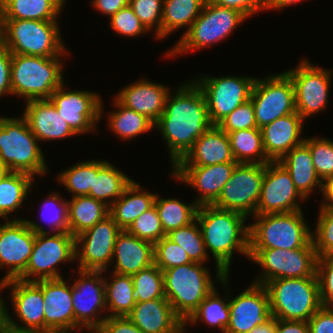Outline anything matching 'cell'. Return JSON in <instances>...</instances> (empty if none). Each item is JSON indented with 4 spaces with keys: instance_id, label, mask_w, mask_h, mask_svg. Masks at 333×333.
<instances>
[{
    "instance_id": "4fadbf2b",
    "label": "cell",
    "mask_w": 333,
    "mask_h": 333,
    "mask_svg": "<svg viewBox=\"0 0 333 333\" xmlns=\"http://www.w3.org/2000/svg\"><path fill=\"white\" fill-rule=\"evenodd\" d=\"M104 271H82L78 269L72 284L74 330L94 333L108 317L105 297ZM78 277V278H77ZM103 316V317H102Z\"/></svg>"
},
{
    "instance_id": "7bdbcfd3",
    "label": "cell",
    "mask_w": 333,
    "mask_h": 333,
    "mask_svg": "<svg viewBox=\"0 0 333 333\" xmlns=\"http://www.w3.org/2000/svg\"><path fill=\"white\" fill-rule=\"evenodd\" d=\"M166 236L184 249L192 262L205 264L209 259L210 256L206 251L202 232L196 219L186 226L171 231Z\"/></svg>"
},
{
    "instance_id": "5bb4252c",
    "label": "cell",
    "mask_w": 333,
    "mask_h": 333,
    "mask_svg": "<svg viewBox=\"0 0 333 333\" xmlns=\"http://www.w3.org/2000/svg\"><path fill=\"white\" fill-rule=\"evenodd\" d=\"M265 167L266 164L238 163L212 205L247 218L256 215Z\"/></svg>"
},
{
    "instance_id": "3957f363",
    "label": "cell",
    "mask_w": 333,
    "mask_h": 333,
    "mask_svg": "<svg viewBox=\"0 0 333 333\" xmlns=\"http://www.w3.org/2000/svg\"><path fill=\"white\" fill-rule=\"evenodd\" d=\"M64 56L66 55L42 57L12 54V95L23 97L25 102L49 99L65 82L62 63Z\"/></svg>"
},
{
    "instance_id": "4316f807",
    "label": "cell",
    "mask_w": 333,
    "mask_h": 333,
    "mask_svg": "<svg viewBox=\"0 0 333 333\" xmlns=\"http://www.w3.org/2000/svg\"><path fill=\"white\" fill-rule=\"evenodd\" d=\"M236 162L229 136L218 125H212L174 166H209Z\"/></svg>"
},
{
    "instance_id": "cb8c5ba5",
    "label": "cell",
    "mask_w": 333,
    "mask_h": 333,
    "mask_svg": "<svg viewBox=\"0 0 333 333\" xmlns=\"http://www.w3.org/2000/svg\"><path fill=\"white\" fill-rule=\"evenodd\" d=\"M237 162L209 166H173L172 178L193 187L199 196L194 200L199 206L212 205L231 177Z\"/></svg>"
},
{
    "instance_id": "836d02e7",
    "label": "cell",
    "mask_w": 333,
    "mask_h": 333,
    "mask_svg": "<svg viewBox=\"0 0 333 333\" xmlns=\"http://www.w3.org/2000/svg\"><path fill=\"white\" fill-rule=\"evenodd\" d=\"M2 20L58 21L66 0H0Z\"/></svg>"
},
{
    "instance_id": "7c38bea8",
    "label": "cell",
    "mask_w": 333,
    "mask_h": 333,
    "mask_svg": "<svg viewBox=\"0 0 333 333\" xmlns=\"http://www.w3.org/2000/svg\"><path fill=\"white\" fill-rule=\"evenodd\" d=\"M250 99L259 129L279 117L296 112L294 86L285 72L255 78Z\"/></svg>"
},
{
    "instance_id": "30bf717a",
    "label": "cell",
    "mask_w": 333,
    "mask_h": 333,
    "mask_svg": "<svg viewBox=\"0 0 333 333\" xmlns=\"http://www.w3.org/2000/svg\"><path fill=\"white\" fill-rule=\"evenodd\" d=\"M246 19L247 17L236 9L205 2L198 18L165 55L175 57L215 45L228 38Z\"/></svg>"
},
{
    "instance_id": "6da1fadb",
    "label": "cell",
    "mask_w": 333,
    "mask_h": 333,
    "mask_svg": "<svg viewBox=\"0 0 333 333\" xmlns=\"http://www.w3.org/2000/svg\"><path fill=\"white\" fill-rule=\"evenodd\" d=\"M211 126L204 93L190 79L169 93L164 112L154 123L167 143L172 167Z\"/></svg>"
},
{
    "instance_id": "c3c4849f",
    "label": "cell",
    "mask_w": 333,
    "mask_h": 333,
    "mask_svg": "<svg viewBox=\"0 0 333 333\" xmlns=\"http://www.w3.org/2000/svg\"><path fill=\"white\" fill-rule=\"evenodd\" d=\"M312 241L318 257L333 256V208H319Z\"/></svg>"
},
{
    "instance_id": "2644e50d",
    "label": "cell",
    "mask_w": 333,
    "mask_h": 333,
    "mask_svg": "<svg viewBox=\"0 0 333 333\" xmlns=\"http://www.w3.org/2000/svg\"><path fill=\"white\" fill-rule=\"evenodd\" d=\"M0 37H2V13H1V3H0Z\"/></svg>"
},
{
    "instance_id": "74e56055",
    "label": "cell",
    "mask_w": 333,
    "mask_h": 333,
    "mask_svg": "<svg viewBox=\"0 0 333 333\" xmlns=\"http://www.w3.org/2000/svg\"><path fill=\"white\" fill-rule=\"evenodd\" d=\"M111 273L110 281L104 277L106 307L107 312H110L107 316L127 317L136 304L132 296L134 290L132 276Z\"/></svg>"
},
{
    "instance_id": "8d00e7d4",
    "label": "cell",
    "mask_w": 333,
    "mask_h": 333,
    "mask_svg": "<svg viewBox=\"0 0 333 333\" xmlns=\"http://www.w3.org/2000/svg\"><path fill=\"white\" fill-rule=\"evenodd\" d=\"M33 181L34 177L31 175L10 171L0 180L1 218L10 220L8 215L18 211L32 190Z\"/></svg>"
},
{
    "instance_id": "89a4df30",
    "label": "cell",
    "mask_w": 333,
    "mask_h": 333,
    "mask_svg": "<svg viewBox=\"0 0 333 333\" xmlns=\"http://www.w3.org/2000/svg\"><path fill=\"white\" fill-rule=\"evenodd\" d=\"M3 333H32V332L19 331L8 327Z\"/></svg>"
},
{
    "instance_id": "ac0fdd59",
    "label": "cell",
    "mask_w": 333,
    "mask_h": 333,
    "mask_svg": "<svg viewBox=\"0 0 333 333\" xmlns=\"http://www.w3.org/2000/svg\"><path fill=\"white\" fill-rule=\"evenodd\" d=\"M101 96L97 92L86 90H65L63 83L56 89L49 100L56 107L59 115L68 123L76 134L96 131V126L104 116Z\"/></svg>"
},
{
    "instance_id": "277c9868",
    "label": "cell",
    "mask_w": 333,
    "mask_h": 333,
    "mask_svg": "<svg viewBox=\"0 0 333 333\" xmlns=\"http://www.w3.org/2000/svg\"><path fill=\"white\" fill-rule=\"evenodd\" d=\"M38 142L22 116H0V161L10 172L46 175L48 167Z\"/></svg>"
},
{
    "instance_id": "e0dca14e",
    "label": "cell",
    "mask_w": 333,
    "mask_h": 333,
    "mask_svg": "<svg viewBox=\"0 0 333 333\" xmlns=\"http://www.w3.org/2000/svg\"><path fill=\"white\" fill-rule=\"evenodd\" d=\"M121 229L108 215L75 237L76 261L82 271H108Z\"/></svg>"
},
{
    "instance_id": "d6a6232c",
    "label": "cell",
    "mask_w": 333,
    "mask_h": 333,
    "mask_svg": "<svg viewBox=\"0 0 333 333\" xmlns=\"http://www.w3.org/2000/svg\"><path fill=\"white\" fill-rule=\"evenodd\" d=\"M132 178L106 160H94V182L89 196L111 206L132 183Z\"/></svg>"
},
{
    "instance_id": "f1b7e54d",
    "label": "cell",
    "mask_w": 333,
    "mask_h": 333,
    "mask_svg": "<svg viewBox=\"0 0 333 333\" xmlns=\"http://www.w3.org/2000/svg\"><path fill=\"white\" fill-rule=\"evenodd\" d=\"M304 119L297 113L279 117L261 128L263 148L271 161H279L292 148L304 142Z\"/></svg>"
},
{
    "instance_id": "ffe728a7",
    "label": "cell",
    "mask_w": 333,
    "mask_h": 333,
    "mask_svg": "<svg viewBox=\"0 0 333 333\" xmlns=\"http://www.w3.org/2000/svg\"><path fill=\"white\" fill-rule=\"evenodd\" d=\"M35 236L26 219L15 217L0 224V270L9 269L0 283L17 279L26 270Z\"/></svg>"
},
{
    "instance_id": "f907efd6",
    "label": "cell",
    "mask_w": 333,
    "mask_h": 333,
    "mask_svg": "<svg viewBox=\"0 0 333 333\" xmlns=\"http://www.w3.org/2000/svg\"><path fill=\"white\" fill-rule=\"evenodd\" d=\"M127 231L153 244L166 236L155 205L141 214Z\"/></svg>"
},
{
    "instance_id": "f6af8a7d",
    "label": "cell",
    "mask_w": 333,
    "mask_h": 333,
    "mask_svg": "<svg viewBox=\"0 0 333 333\" xmlns=\"http://www.w3.org/2000/svg\"><path fill=\"white\" fill-rule=\"evenodd\" d=\"M57 178L56 180L72 194V198L89 196L90 188H93L94 182V159L77 162L65 171H61Z\"/></svg>"
},
{
    "instance_id": "a7ac6f4b",
    "label": "cell",
    "mask_w": 333,
    "mask_h": 333,
    "mask_svg": "<svg viewBox=\"0 0 333 333\" xmlns=\"http://www.w3.org/2000/svg\"><path fill=\"white\" fill-rule=\"evenodd\" d=\"M9 172L8 168L0 161V180Z\"/></svg>"
},
{
    "instance_id": "2e32d148",
    "label": "cell",
    "mask_w": 333,
    "mask_h": 333,
    "mask_svg": "<svg viewBox=\"0 0 333 333\" xmlns=\"http://www.w3.org/2000/svg\"><path fill=\"white\" fill-rule=\"evenodd\" d=\"M207 102L212 125H218L228 114L250 99L254 77L247 76H200L194 79Z\"/></svg>"
},
{
    "instance_id": "7a4b0ae2",
    "label": "cell",
    "mask_w": 333,
    "mask_h": 333,
    "mask_svg": "<svg viewBox=\"0 0 333 333\" xmlns=\"http://www.w3.org/2000/svg\"><path fill=\"white\" fill-rule=\"evenodd\" d=\"M248 218L241 213L216 208L198 207L196 220L200 226L205 248L211 252L216 264V279L229 288L230 264L234 251L249 258ZM209 250V252H208Z\"/></svg>"
},
{
    "instance_id": "603a6c76",
    "label": "cell",
    "mask_w": 333,
    "mask_h": 333,
    "mask_svg": "<svg viewBox=\"0 0 333 333\" xmlns=\"http://www.w3.org/2000/svg\"><path fill=\"white\" fill-rule=\"evenodd\" d=\"M230 321L225 333H247L271 317L269 295L264 285L251 282L230 299Z\"/></svg>"
},
{
    "instance_id": "9f6ffc18",
    "label": "cell",
    "mask_w": 333,
    "mask_h": 333,
    "mask_svg": "<svg viewBox=\"0 0 333 333\" xmlns=\"http://www.w3.org/2000/svg\"><path fill=\"white\" fill-rule=\"evenodd\" d=\"M206 2L236 9L247 18L265 10V0H206Z\"/></svg>"
},
{
    "instance_id": "4dcf8cb0",
    "label": "cell",
    "mask_w": 333,
    "mask_h": 333,
    "mask_svg": "<svg viewBox=\"0 0 333 333\" xmlns=\"http://www.w3.org/2000/svg\"><path fill=\"white\" fill-rule=\"evenodd\" d=\"M278 162L290 173L295 187L306 200L315 187L320 190V194L323 181L315 170L310 149L304 142L292 148Z\"/></svg>"
},
{
    "instance_id": "003e7915",
    "label": "cell",
    "mask_w": 333,
    "mask_h": 333,
    "mask_svg": "<svg viewBox=\"0 0 333 333\" xmlns=\"http://www.w3.org/2000/svg\"><path fill=\"white\" fill-rule=\"evenodd\" d=\"M6 303L1 296L0 290V333H3L8 328V309Z\"/></svg>"
},
{
    "instance_id": "bcb514c9",
    "label": "cell",
    "mask_w": 333,
    "mask_h": 333,
    "mask_svg": "<svg viewBox=\"0 0 333 333\" xmlns=\"http://www.w3.org/2000/svg\"><path fill=\"white\" fill-rule=\"evenodd\" d=\"M59 194V192L49 193L42 204L41 216L51 227V233H69L68 201Z\"/></svg>"
},
{
    "instance_id": "680465c9",
    "label": "cell",
    "mask_w": 333,
    "mask_h": 333,
    "mask_svg": "<svg viewBox=\"0 0 333 333\" xmlns=\"http://www.w3.org/2000/svg\"><path fill=\"white\" fill-rule=\"evenodd\" d=\"M94 333H144L128 317H107Z\"/></svg>"
},
{
    "instance_id": "ba28073f",
    "label": "cell",
    "mask_w": 333,
    "mask_h": 333,
    "mask_svg": "<svg viewBox=\"0 0 333 333\" xmlns=\"http://www.w3.org/2000/svg\"><path fill=\"white\" fill-rule=\"evenodd\" d=\"M26 222L36 233L35 243L26 270L17 279L35 282L62 278L58 271L59 265L64 262H76L75 237L70 233L52 234L41 224L28 219Z\"/></svg>"
},
{
    "instance_id": "60d3db41",
    "label": "cell",
    "mask_w": 333,
    "mask_h": 333,
    "mask_svg": "<svg viewBox=\"0 0 333 333\" xmlns=\"http://www.w3.org/2000/svg\"><path fill=\"white\" fill-rule=\"evenodd\" d=\"M113 102L117 110L108 113V127L120 139H134L153 129L154 122L147 116L126 108L115 97Z\"/></svg>"
},
{
    "instance_id": "f5cc1de1",
    "label": "cell",
    "mask_w": 333,
    "mask_h": 333,
    "mask_svg": "<svg viewBox=\"0 0 333 333\" xmlns=\"http://www.w3.org/2000/svg\"><path fill=\"white\" fill-rule=\"evenodd\" d=\"M218 126L227 134L241 129L258 128L251 99L242 103L228 114Z\"/></svg>"
},
{
    "instance_id": "9a60e30c",
    "label": "cell",
    "mask_w": 333,
    "mask_h": 333,
    "mask_svg": "<svg viewBox=\"0 0 333 333\" xmlns=\"http://www.w3.org/2000/svg\"><path fill=\"white\" fill-rule=\"evenodd\" d=\"M294 86L296 112L305 120L326 109L331 69L321 68L306 58L296 68L284 71Z\"/></svg>"
},
{
    "instance_id": "7dc6e473",
    "label": "cell",
    "mask_w": 333,
    "mask_h": 333,
    "mask_svg": "<svg viewBox=\"0 0 333 333\" xmlns=\"http://www.w3.org/2000/svg\"><path fill=\"white\" fill-rule=\"evenodd\" d=\"M304 143L309 147L312 162L319 178L324 181L333 176V140L326 137L305 138Z\"/></svg>"
},
{
    "instance_id": "44dd1931",
    "label": "cell",
    "mask_w": 333,
    "mask_h": 333,
    "mask_svg": "<svg viewBox=\"0 0 333 333\" xmlns=\"http://www.w3.org/2000/svg\"><path fill=\"white\" fill-rule=\"evenodd\" d=\"M10 287V299L19 322L8 313V327L19 331L45 333L44 301L42 290L34 282L10 279L0 283V290Z\"/></svg>"
},
{
    "instance_id": "d590c367",
    "label": "cell",
    "mask_w": 333,
    "mask_h": 333,
    "mask_svg": "<svg viewBox=\"0 0 333 333\" xmlns=\"http://www.w3.org/2000/svg\"><path fill=\"white\" fill-rule=\"evenodd\" d=\"M206 0H164L162 9V39L186 27L188 31L198 18Z\"/></svg>"
},
{
    "instance_id": "ab89813d",
    "label": "cell",
    "mask_w": 333,
    "mask_h": 333,
    "mask_svg": "<svg viewBox=\"0 0 333 333\" xmlns=\"http://www.w3.org/2000/svg\"><path fill=\"white\" fill-rule=\"evenodd\" d=\"M228 136L232 154L237 163L267 164L271 162L263 148L261 129H241L228 133Z\"/></svg>"
},
{
    "instance_id": "f35d334b",
    "label": "cell",
    "mask_w": 333,
    "mask_h": 333,
    "mask_svg": "<svg viewBox=\"0 0 333 333\" xmlns=\"http://www.w3.org/2000/svg\"><path fill=\"white\" fill-rule=\"evenodd\" d=\"M215 287L212 292L200 303L198 308L184 322V332L187 325L202 322L209 327H217L222 333H225L226 327L230 321L229 294L226 293L224 299L220 297Z\"/></svg>"
},
{
    "instance_id": "484cf974",
    "label": "cell",
    "mask_w": 333,
    "mask_h": 333,
    "mask_svg": "<svg viewBox=\"0 0 333 333\" xmlns=\"http://www.w3.org/2000/svg\"><path fill=\"white\" fill-rule=\"evenodd\" d=\"M22 117L39 143L76 135L49 99L27 101Z\"/></svg>"
},
{
    "instance_id": "6f0895ef",
    "label": "cell",
    "mask_w": 333,
    "mask_h": 333,
    "mask_svg": "<svg viewBox=\"0 0 333 333\" xmlns=\"http://www.w3.org/2000/svg\"><path fill=\"white\" fill-rule=\"evenodd\" d=\"M309 333H333V308L321 306L308 320Z\"/></svg>"
},
{
    "instance_id": "9c48e42d",
    "label": "cell",
    "mask_w": 333,
    "mask_h": 333,
    "mask_svg": "<svg viewBox=\"0 0 333 333\" xmlns=\"http://www.w3.org/2000/svg\"><path fill=\"white\" fill-rule=\"evenodd\" d=\"M264 286L276 319L308 322L322 306L317 277L275 279Z\"/></svg>"
},
{
    "instance_id": "681fc988",
    "label": "cell",
    "mask_w": 333,
    "mask_h": 333,
    "mask_svg": "<svg viewBox=\"0 0 333 333\" xmlns=\"http://www.w3.org/2000/svg\"><path fill=\"white\" fill-rule=\"evenodd\" d=\"M164 0H129V6L144 27L151 31L154 27L156 39H162V9Z\"/></svg>"
},
{
    "instance_id": "8992f818",
    "label": "cell",
    "mask_w": 333,
    "mask_h": 333,
    "mask_svg": "<svg viewBox=\"0 0 333 333\" xmlns=\"http://www.w3.org/2000/svg\"><path fill=\"white\" fill-rule=\"evenodd\" d=\"M58 21L2 20L1 43L12 54L57 57L69 52Z\"/></svg>"
},
{
    "instance_id": "5b68a950",
    "label": "cell",
    "mask_w": 333,
    "mask_h": 333,
    "mask_svg": "<svg viewBox=\"0 0 333 333\" xmlns=\"http://www.w3.org/2000/svg\"><path fill=\"white\" fill-rule=\"evenodd\" d=\"M302 210L288 213L254 215L249 224V249H286L306 247L312 230Z\"/></svg>"
},
{
    "instance_id": "6125c7cd",
    "label": "cell",
    "mask_w": 333,
    "mask_h": 333,
    "mask_svg": "<svg viewBox=\"0 0 333 333\" xmlns=\"http://www.w3.org/2000/svg\"><path fill=\"white\" fill-rule=\"evenodd\" d=\"M276 333H309L308 322L276 319Z\"/></svg>"
},
{
    "instance_id": "d6986e66",
    "label": "cell",
    "mask_w": 333,
    "mask_h": 333,
    "mask_svg": "<svg viewBox=\"0 0 333 333\" xmlns=\"http://www.w3.org/2000/svg\"><path fill=\"white\" fill-rule=\"evenodd\" d=\"M299 200L306 201L295 187L286 168L278 161L267 163L256 215L302 210Z\"/></svg>"
},
{
    "instance_id": "e575fe53",
    "label": "cell",
    "mask_w": 333,
    "mask_h": 333,
    "mask_svg": "<svg viewBox=\"0 0 333 333\" xmlns=\"http://www.w3.org/2000/svg\"><path fill=\"white\" fill-rule=\"evenodd\" d=\"M109 215V206L88 195L68 199L69 233L74 237Z\"/></svg>"
},
{
    "instance_id": "816d5d0a",
    "label": "cell",
    "mask_w": 333,
    "mask_h": 333,
    "mask_svg": "<svg viewBox=\"0 0 333 333\" xmlns=\"http://www.w3.org/2000/svg\"><path fill=\"white\" fill-rule=\"evenodd\" d=\"M192 263L188 254L167 236L154 244V264L162 271Z\"/></svg>"
},
{
    "instance_id": "91938a15",
    "label": "cell",
    "mask_w": 333,
    "mask_h": 333,
    "mask_svg": "<svg viewBox=\"0 0 333 333\" xmlns=\"http://www.w3.org/2000/svg\"><path fill=\"white\" fill-rule=\"evenodd\" d=\"M11 62L12 53L0 43V97L12 95Z\"/></svg>"
},
{
    "instance_id": "03108f58",
    "label": "cell",
    "mask_w": 333,
    "mask_h": 333,
    "mask_svg": "<svg viewBox=\"0 0 333 333\" xmlns=\"http://www.w3.org/2000/svg\"><path fill=\"white\" fill-rule=\"evenodd\" d=\"M304 0H265V10H282L287 6L296 4Z\"/></svg>"
},
{
    "instance_id": "52a82bcc",
    "label": "cell",
    "mask_w": 333,
    "mask_h": 333,
    "mask_svg": "<svg viewBox=\"0 0 333 333\" xmlns=\"http://www.w3.org/2000/svg\"><path fill=\"white\" fill-rule=\"evenodd\" d=\"M209 269L192 262L163 271L165 297L183 322L216 287Z\"/></svg>"
},
{
    "instance_id": "7402d4cb",
    "label": "cell",
    "mask_w": 333,
    "mask_h": 333,
    "mask_svg": "<svg viewBox=\"0 0 333 333\" xmlns=\"http://www.w3.org/2000/svg\"><path fill=\"white\" fill-rule=\"evenodd\" d=\"M43 293L45 333L74 332L72 284L65 279H45L34 282Z\"/></svg>"
},
{
    "instance_id": "11a10c76",
    "label": "cell",
    "mask_w": 333,
    "mask_h": 333,
    "mask_svg": "<svg viewBox=\"0 0 333 333\" xmlns=\"http://www.w3.org/2000/svg\"><path fill=\"white\" fill-rule=\"evenodd\" d=\"M316 275L321 305L333 308V256L318 257Z\"/></svg>"
},
{
    "instance_id": "83f0119b",
    "label": "cell",
    "mask_w": 333,
    "mask_h": 333,
    "mask_svg": "<svg viewBox=\"0 0 333 333\" xmlns=\"http://www.w3.org/2000/svg\"><path fill=\"white\" fill-rule=\"evenodd\" d=\"M127 317L144 333H184V322L166 298L136 302Z\"/></svg>"
},
{
    "instance_id": "be15d7a7",
    "label": "cell",
    "mask_w": 333,
    "mask_h": 333,
    "mask_svg": "<svg viewBox=\"0 0 333 333\" xmlns=\"http://www.w3.org/2000/svg\"><path fill=\"white\" fill-rule=\"evenodd\" d=\"M321 193L324 199L322 198L320 208H333V176L326 178L322 182Z\"/></svg>"
},
{
    "instance_id": "94428289",
    "label": "cell",
    "mask_w": 333,
    "mask_h": 333,
    "mask_svg": "<svg viewBox=\"0 0 333 333\" xmlns=\"http://www.w3.org/2000/svg\"><path fill=\"white\" fill-rule=\"evenodd\" d=\"M92 7L109 18L117 13L121 8L129 5V0H92Z\"/></svg>"
},
{
    "instance_id": "db71d44e",
    "label": "cell",
    "mask_w": 333,
    "mask_h": 333,
    "mask_svg": "<svg viewBox=\"0 0 333 333\" xmlns=\"http://www.w3.org/2000/svg\"><path fill=\"white\" fill-rule=\"evenodd\" d=\"M110 28L123 37H138L149 32L135 15L132 8L127 5L110 17Z\"/></svg>"
},
{
    "instance_id": "8fae6325",
    "label": "cell",
    "mask_w": 333,
    "mask_h": 333,
    "mask_svg": "<svg viewBox=\"0 0 333 333\" xmlns=\"http://www.w3.org/2000/svg\"><path fill=\"white\" fill-rule=\"evenodd\" d=\"M249 259L260 265L262 275L253 283L265 285L275 279L317 277V260L314 243L306 247L286 249H249Z\"/></svg>"
},
{
    "instance_id": "1f68e13d",
    "label": "cell",
    "mask_w": 333,
    "mask_h": 333,
    "mask_svg": "<svg viewBox=\"0 0 333 333\" xmlns=\"http://www.w3.org/2000/svg\"><path fill=\"white\" fill-rule=\"evenodd\" d=\"M142 188L133 180L109 207V215L121 230H127L141 214L154 205L156 194L146 192Z\"/></svg>"
},
{
    "instance_id": "f546056e",
    "label": "cell",
    "mask_w": 333,
    "mask_h": 333,
    "mask_svg": "<svg viewBox=\"0 0 333 333\" xmlns=\"http://www.w3.org/2000/svg\"><path fill=\"white\" fill-rule=\"evenodd\" d=\"M112 263L115 264L112 272L132 276L154 264V244L121 230L115 242Z\"/></svg>"
},
{
    "instance_id": "e7e4bbea",
    "label": "cell",
    "mask_w": 333,
    "mask_h": 333,
    "mask_svg": "<svg viewBox=\"0 0 333 333\" xmlns=\"http://www.w3.org/2000/svg\"><path fill=\"white\" fill-rule=\"evenodd\" d=\"M247 333H276V318L271 316Z\"/></svg>"
},
{
    "instance_id": "d4e9b609",
    "label": "cell",
    "mask_w": 333,
    "mask_h": 333,
    "mask_svg": "<svg viewBox=\"0 0 333 333\" xmlns=\"http://www.w3.org/2000/svg\"><path fill=\"white\" fill-rule=\"evenodd\" d=\"M168 88L167 85L142 78L125 85L114 97L126 108L144 114L155 123L164 112L171 91Z\"/></svg>"
},
{
    "instance_id": "ee69618b",
    "label": "cell",
    "mask_w": 333,
    "mask_h": 333,
    "mask_svg": "<svg viewBox=\"0 0 333 333\" xmlns=\"http://www.w3.org/2000/svg\"><path fill=\"white\" fill-rule=\"evenodd\" d=\"M133 299L135 302L166 298L164 294L163 271L152 264L132 275Z\"/></svg>"
},
{
    "instance_id": "b9f144b4",
    "label": "cell",
    "mask_w": 333,
    "mask_h": 333,
    "mask_svg": "<svg viewBox=\"0 0 333 333\" xmlns=\"http://www.w3.org/2000/svg\"><path fill=\"white\" fill-rule=\"evenodd\" d=\"M154 205L158 211L165 235L192 223L196 219L199 207L195 201L188 204L187 202H181L179 199H165L158 194H156Z\"/></svg>"
}]
</instances>
